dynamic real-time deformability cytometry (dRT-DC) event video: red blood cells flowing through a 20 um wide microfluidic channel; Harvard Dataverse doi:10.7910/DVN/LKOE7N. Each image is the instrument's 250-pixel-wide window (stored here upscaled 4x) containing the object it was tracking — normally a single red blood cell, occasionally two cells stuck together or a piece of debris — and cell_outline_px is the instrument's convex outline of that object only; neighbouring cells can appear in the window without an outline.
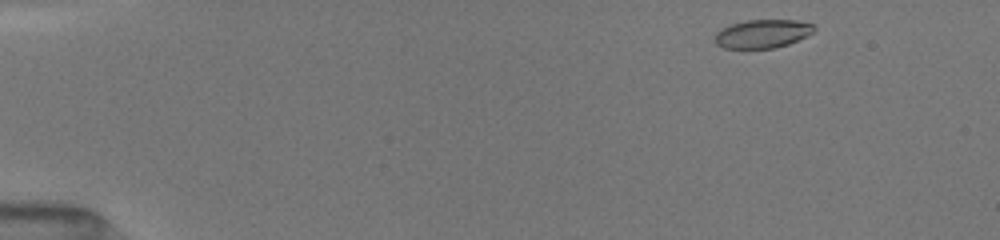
{"species": "common noctule bat (a hibernating species)", "species_latin": "Nyctalus noctula", "temperature_condition": "room temperature", "stored_images_in_passage": 4, "camera_frame_rate_fps": 3000, "um_per_image_px": 0.085, "animal": {"sex": "female", "body_mass_g": 19.5, "forearm_length_mm": 54.1}, "frame": {"image": 1, "passage_image": 1, "time_ms": 0.0, "image_size_px": [1000, 240], "cell_outline_px": [[816, 28], [808, 36], [788, 44], [772, 48], [724, 48], [716, 44], [716, 32], [720, 28], [732, 24], [748, 20], [796, 20], [816, 24]], "centroid_in_image_um": [64.85, 2.86], "position_along_channel_um": 20.2, "area_um2": 16.47}}
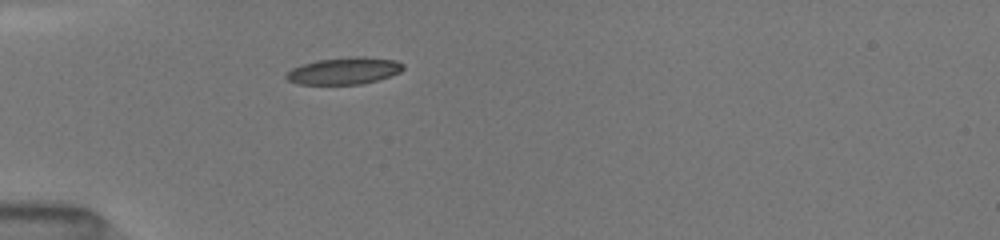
{"frame": {"image": 2, "passage_image": 4, "time_ms": 3.333, "image_size_px": [1000, 240], "cell_outline_px": [[404, 68], [400, 72], [376, 80], [360, 84], [296, 84], [288, 80], [284, 76], [292, 68], [304, 64], [320, 60], [348, 56], [364, 56], [396, 60], [404, 64]], "centroid_in_image_um": [29.26, 6.01], "position_along_channel_um": 55.7, "area_um2": 18.26}}